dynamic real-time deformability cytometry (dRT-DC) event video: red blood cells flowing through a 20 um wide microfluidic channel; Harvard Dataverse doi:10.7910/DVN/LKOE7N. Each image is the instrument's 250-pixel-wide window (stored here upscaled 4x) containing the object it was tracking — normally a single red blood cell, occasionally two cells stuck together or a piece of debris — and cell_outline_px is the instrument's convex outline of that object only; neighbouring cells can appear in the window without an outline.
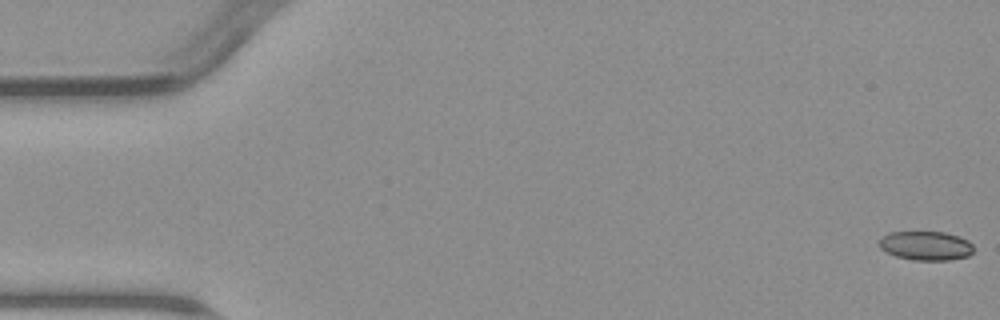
{"species": "common noctule bat (a hibernating species)", "species_latin": "Nyctalus noctula", "temperature_condition": "warm", "stored_images_in_passage": 5, "camera_frame_rate_fps": 3000, "um_per_image_px": 0.085, "animal": {"sex": "male", "body_mass_g": 23.1, "forearm_length_mm": 52.7}, "frame": {"image": 1, "passage_image": 1, "time_ms": 0.0, "image_size_px": [1000, 320], "cell_outline_px": [[972, 252], [968, 256], [948, 260], [912, 260], [896, 256], [880, 248], [880, 236], [888, 232], [944, 232], [960, 236], [968, 240], [972, 244]], "centroid_in_image_um": [78.69, 20.87], "position_along_channel_um": 6.3, "area_um2": 16.01}}
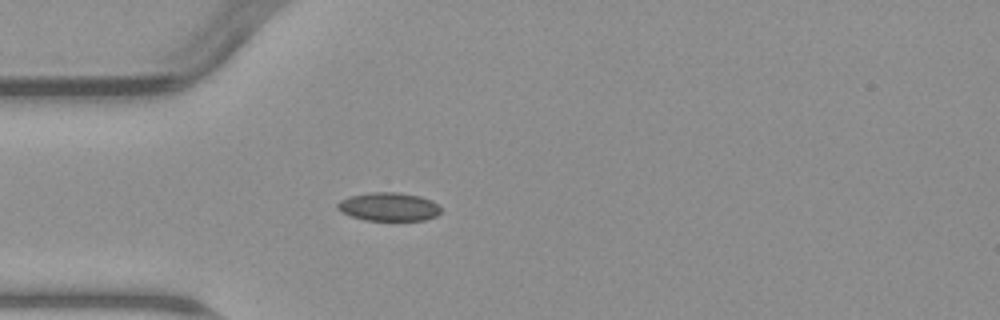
{"frame": {"image": 2, "passage_image": 5, "time_ms": 5.0, "image_size_px": [1000, 320], "cell_outline_px": [[440, 212], [436, 216], [424, 220], [364, 220], [340, 212], [336, 208], [336, 204], [340, 200], [348, 196], [368, 192], [400, 192], [420, 196], [432, 200], [440, 208]], "centroid_in_image_um": [33.0, 17.56], "position_along_channel_um": 52.0, "area_um2": 17.28}}